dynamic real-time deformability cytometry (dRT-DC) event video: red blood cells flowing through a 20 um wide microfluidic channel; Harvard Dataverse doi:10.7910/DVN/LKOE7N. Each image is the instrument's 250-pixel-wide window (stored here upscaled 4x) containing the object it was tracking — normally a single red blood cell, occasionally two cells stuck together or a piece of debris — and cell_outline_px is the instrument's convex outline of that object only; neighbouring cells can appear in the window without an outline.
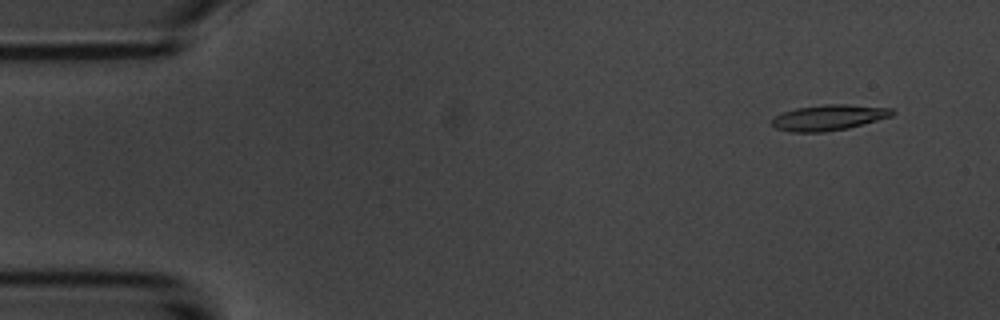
{"species": "common noctule bat (a hibernating species)", "species_latin": "Nyctalus noctula", "temperature_condition": "room temperature", "stored_images_in_passage": 5, "camera_frame_rate_fps": 3000, "um_per_image_px": 0.085, "animal": {"sex": "male", "body_mass_g": 20.1, "forearm_length_mm": 53.5}, "frame": {"image": 1, "passage_image": 2, "time_ms": 1.0, "image_size_px": [1000, 320], "cell_outline_px": [[896, 112], [892, 116], [848, 128], [824, 132], [792, 132], [776, 128], [772, 124], [772, 120], [776, 116], [784, 112], [796, 108], [820, 104], [848, 104], [892, 108]], "centroid_in_image_um": [70.47, 9.98], "position_along_channel_um": 14.5, "area_um2": 17.98}}
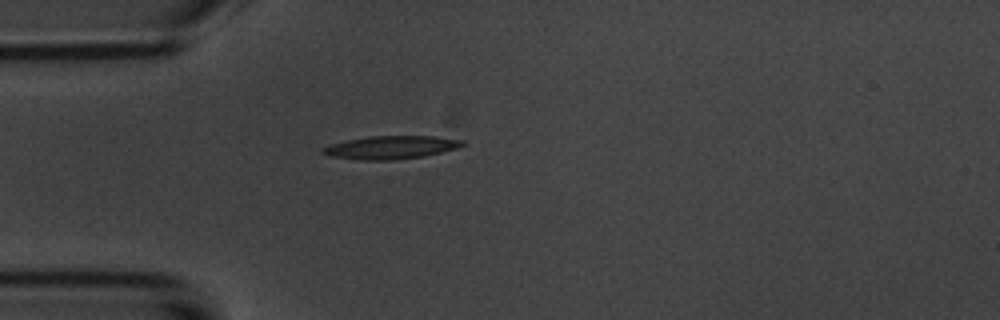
{"frame": {"image": 2, "passage_image": 5, "time_ms": 4.667, "image_size_px": [1000, 320], "cell_outline_px": [[468, 144], [456, 148], [424, 156], [392, 160], [364, 160], [332, 156], [320, 152], [320, 148], [332, 144], [348, 140], [372, 136], [432, 136], [464, 140]], "centroid_in_image_um": [33.25, 12.52], "position_along_channel_um": 51.7, "area_um2": 18.61}}